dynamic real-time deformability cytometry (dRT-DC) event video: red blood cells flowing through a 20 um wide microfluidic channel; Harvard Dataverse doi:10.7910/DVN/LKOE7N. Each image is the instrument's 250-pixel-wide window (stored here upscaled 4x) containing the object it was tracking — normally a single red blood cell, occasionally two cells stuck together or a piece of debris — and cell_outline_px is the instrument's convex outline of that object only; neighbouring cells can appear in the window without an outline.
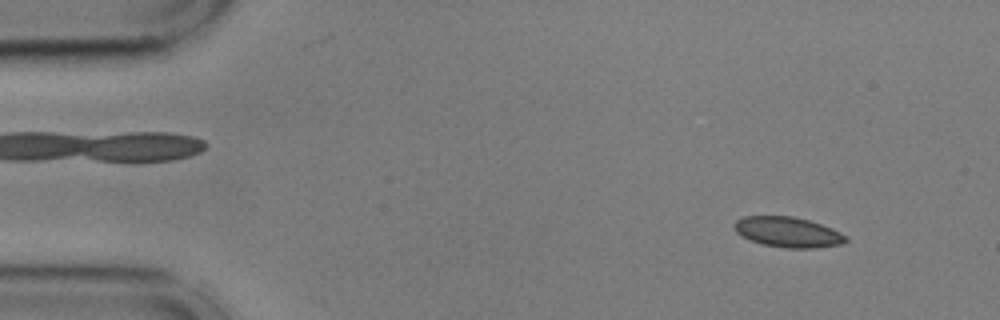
{"species": "common noctule bat (a hibernating species)", "species_latin": "Nyctalus noctula", "temperature_condition": "cold", "stored_images_in_passage": 54, "camera_frame_rate_fps": 3000, "um_per_image_px": 0.085, "animal": {"sex": "male", "body_mass_g": 17.9, "forearm_length_mm": 54.2}, "frame": {"image": 1, "passage_image": 5, "time_ms": 1.333, "image_size_px": [1000, 320], "cell_outline_px": [[848, 240], [840, 244], [816, 248], [784, 248], [760, 244], [736, 232], [732, 224], [736, 220], [744, 216], [792, 216], [808, 220], [832, 228], [848, 236]], "centroid_in_image_um": [66.97, 19.73], "position_along_channel_um": 18.0, "area_um2": 19.71}}
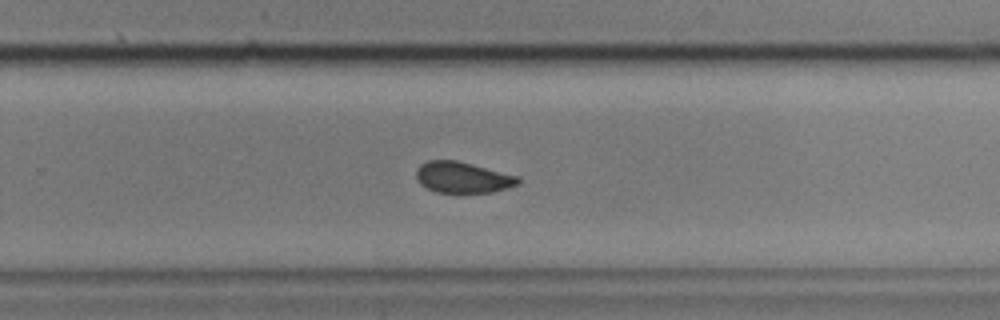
{"frame": {"image": 2, "passage_image": 35, "time_ms": 11.333, "image_size_px": [1000, 320], "cell_outline_px": [[520, 184], [492, 192], [436, 192], [420, 184], [416, 176], [416, 168], [420, 164], [428, 160], [456, 160], [520, 176]], "centroid_in_image_um": [39.33, 15.07], "position_along_channel_um": 290.5, "area_um2": 18.44}}
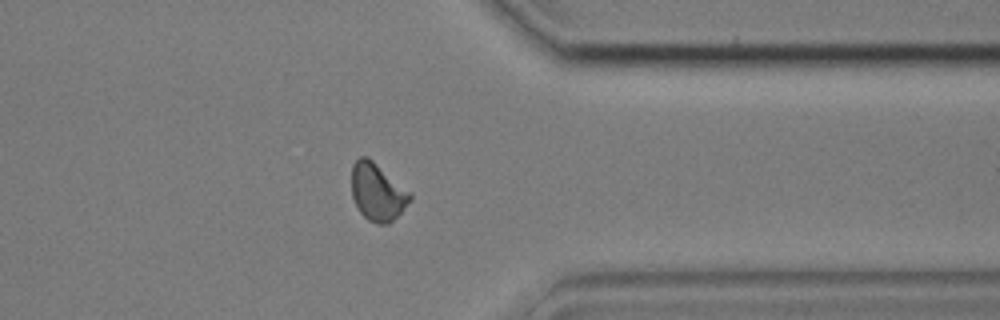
{"frame": {"image": 3, "passage_image": 43, "time_ms": 14.0, "image_size_px": [1000, 320], "cell_outline_px": [[412, 200], [388, 224], [376, 224], [368, 220], [360, 212], [352, 196], [352, 164], [360, 156], [368, 156], [412, 192]], "centroid_in_image_um": [32.1, 16.3], "position_along_channel_um": 379.3, "area_um2": 19.71}, "authors_computed_cell_mechanics": {"area_um2": 19.4208, "velocity_mm_per_s": 3.6099, "shape_relaxation_time_tau1_ms": 7.0832, "shape_relaxation_time_tau2_ms": 1.7496, "deformation_change_tau1": 0.1083, "deformation_change_tau2": 0.048}}